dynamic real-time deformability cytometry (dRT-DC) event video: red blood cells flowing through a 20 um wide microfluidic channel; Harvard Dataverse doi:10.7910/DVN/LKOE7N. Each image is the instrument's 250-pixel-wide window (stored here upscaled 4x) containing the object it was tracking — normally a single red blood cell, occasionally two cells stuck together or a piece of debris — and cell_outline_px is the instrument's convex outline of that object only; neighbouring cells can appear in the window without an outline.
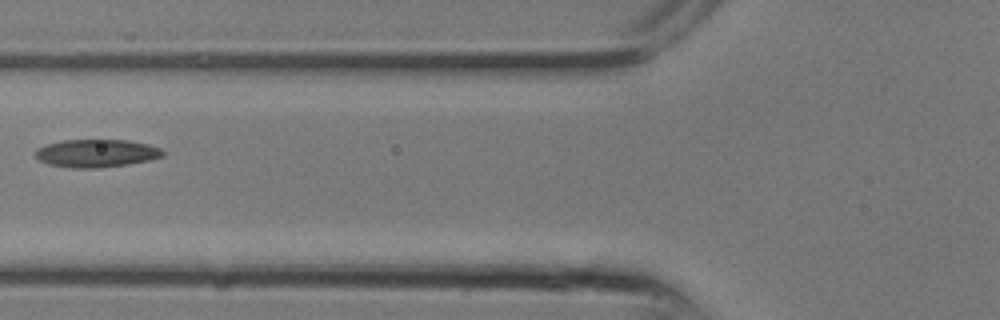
{"species": "common noctule bat (a hibernating species)", "species_latin": "Nyctalus noctula", "temperature_condition": "room temperature", "stored_images_in_passage": 22, "camera_frame_rate_fps": 3000, "um_per_image_px": 0.085, "animal": {"sex": "male", "body_mass_g": 13.3}, "frame": {"image": 1, "passage_image": 7, "time_ms": 2.0, "image_size_px": [1000, 320], "cell_outline_px": [[164, 156], [148, 160], [128, 164], [100, 168], [72, 168], [48, 164], [40, 160], [36, 156], [36, 148], [48, 144], [64, 140], [128, 140], [148, 144], [160, 148], [164, 152]], "centroid_in_image_um": [8.21, 13.03], "position_along_channel_um": 117.6, "area_um2": 20.63}}
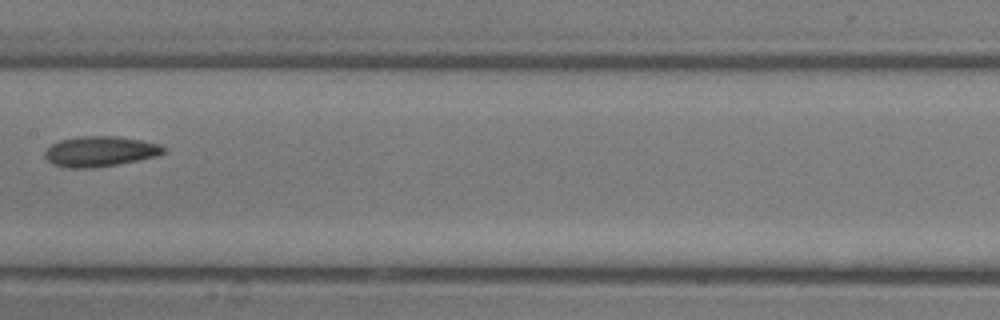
{"frame": {"image": 2, "passage_image": 10, "time_ms": 3.0, "image_size_px": [1000, 320], "cell_outline_px": [[164, 152], [156, 156], [116, 164], [92, 168], [68, 168], [52, 164], [44, 156], [44, 152], [52, 144], [60, 140], [80, 136], [120, 136], [160, 144], [164, 148]], "centroid_in_image_um": [8.47, 12.86], "position_along_channel_um": 198.9, "area_um2": 20.81}}
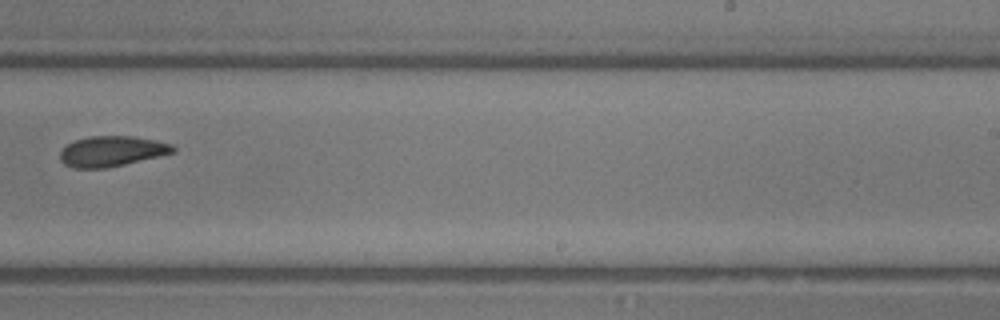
{"frame": {"image": 3, "passage_image": 13, "time_ms": 4.0, "image_size_px": [1000, 320], "cell_outline_px": [[176, 152], [108, 168], [72, 168], [64, 164], [60, 160], [60, 152], [68, 144], [76, 140], [88, 136], [132, 136], [172, 144], [176, 148]], "centroid_in_image_um": [9.49, 12.86], "position_along_channel_um": 279.5, "area_um2": 19.94}}